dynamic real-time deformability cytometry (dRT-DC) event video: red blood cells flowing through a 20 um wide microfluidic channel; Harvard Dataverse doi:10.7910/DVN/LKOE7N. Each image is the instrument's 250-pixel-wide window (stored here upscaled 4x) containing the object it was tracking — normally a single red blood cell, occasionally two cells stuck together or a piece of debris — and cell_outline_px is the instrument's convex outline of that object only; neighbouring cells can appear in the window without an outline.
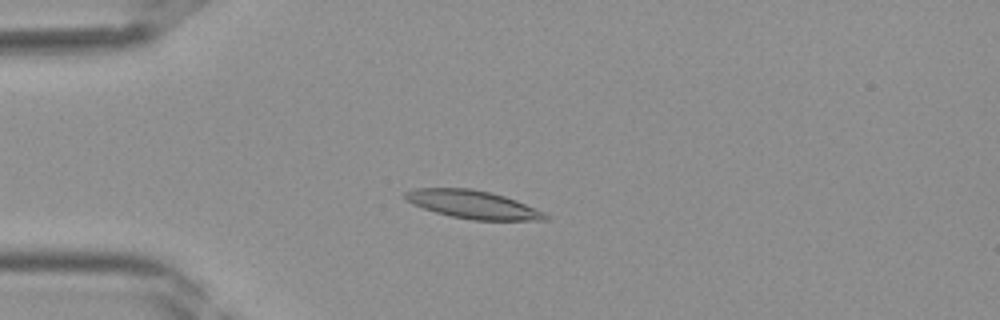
{"species": "Egyptian fruit bat (a non-hibernating species)", "species_latin": "Rousettus aegyptiacus", "temperature_condition": "room temperature", "stored_images_in_passage": 41, "camera_frame_rate_fps": 3000, "um_per_image_px": 0.085, "frame": {"image": 1, "passage_image": 11, "time_ms": 3.333, "image_size_px": [1000, 320], "cell_outline_px": [[552, 216], [548, 220], [472, 220], [452, 216], [436, 212], [412, 204], [404, 196], [404, 192], [416, 188], [472, 188], [504, 196], [516, 200], [544, 212]], "centroid_in_image_um": [40.23, 17.38], "position_along_channel_um": 44.8, "area_um2": 22.83}}
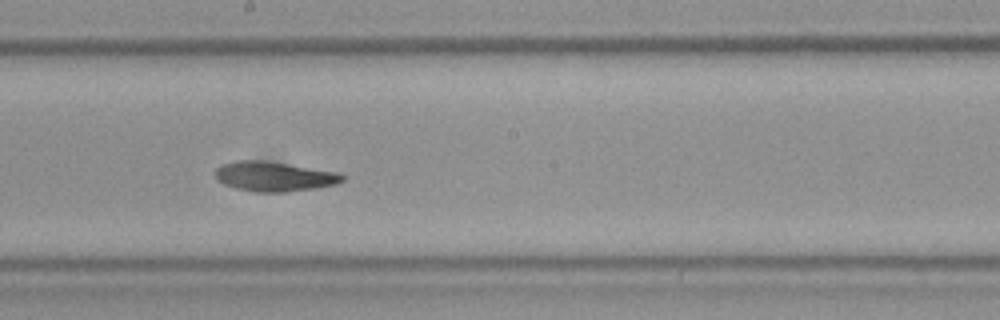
{"frame": {"image": 2, "passage_image": 23, "time_ms": 7.333, "image_size_px": [1000, 320], "cell_outline_px": [[344, 180], [336, 184], [316, 188], [288, 192], [256, 192], [236, 188], [224, 184], [216, 180], [216, 168], [220, 164], [236, 160], [264, 160], [336, 172], [344, 176]], "centroid_in_image_um": [23.26, 15.0], "position_along_channel_um": 224.9, "area_um2": 22.02}}
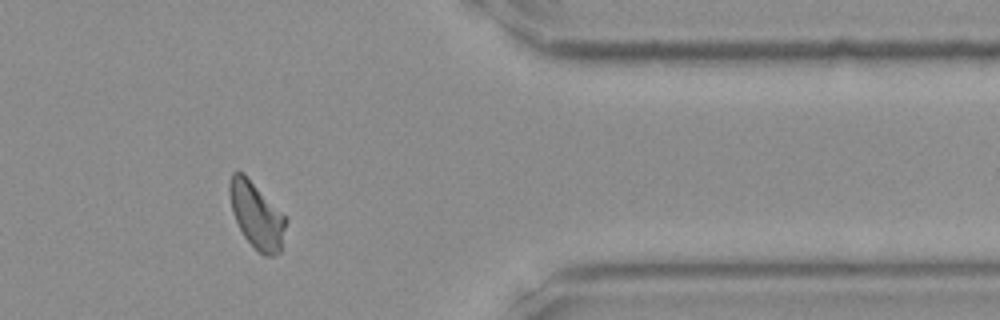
{"frame": {"image": 3, "passage_image": 34, "time_ms": 11.0, "image_size_px": [1000, 320], "cell_outline_px": [[288, 220], [280, 252], [272, 256], [264, 256], [244, 236], [232, 212], [228, 192], [228, 184], [232, 172], [244, 172], [288, 216]], "centroid_in_image_um": [21.84, 18.25], "position_along_channel_um": 389.6, "area_um2": 22.2}}